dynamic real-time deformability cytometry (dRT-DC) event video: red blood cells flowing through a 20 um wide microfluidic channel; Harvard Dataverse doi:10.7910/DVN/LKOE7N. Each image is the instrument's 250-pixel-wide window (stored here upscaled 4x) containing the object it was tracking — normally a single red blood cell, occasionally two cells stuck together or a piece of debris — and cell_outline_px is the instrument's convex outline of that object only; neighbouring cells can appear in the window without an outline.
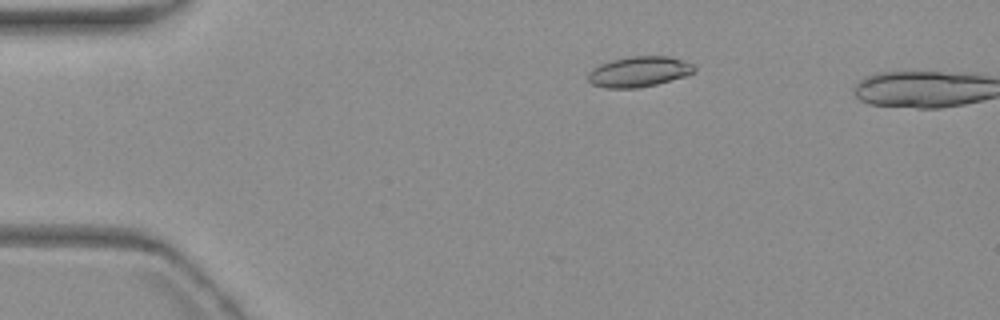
{"species": "common noctule bat (a hibernating species)", "species_latin": "Nyctalus noctula", "temperature_condition": "warm", "stored_images_in_passage": 5, "camera_frame_rate_fps": 3000, "um_per_image_px": 0.085, "animal": {"sex": "female", "body_mass_g": 19.3, "forearm_length_mm": 54.1}, "frame": {"image": 1, "passage_image": 4, "time_ms": 3.667, "image_size_px": [1000, 320], "cell_outline_px": [[696, 72], [684, 76], [656, 84], [636, 88], [604, 88], [592, 84], [588, 80], [588, 72], [592, 68], [600, 64], [612, 60], [632, 56], [668, 56], [692, 64], [696, 68]], "centroid_in_image_um": [54.28, 6.1], "position_along_channel_um": 30.7, "area_um2": 18.73}}